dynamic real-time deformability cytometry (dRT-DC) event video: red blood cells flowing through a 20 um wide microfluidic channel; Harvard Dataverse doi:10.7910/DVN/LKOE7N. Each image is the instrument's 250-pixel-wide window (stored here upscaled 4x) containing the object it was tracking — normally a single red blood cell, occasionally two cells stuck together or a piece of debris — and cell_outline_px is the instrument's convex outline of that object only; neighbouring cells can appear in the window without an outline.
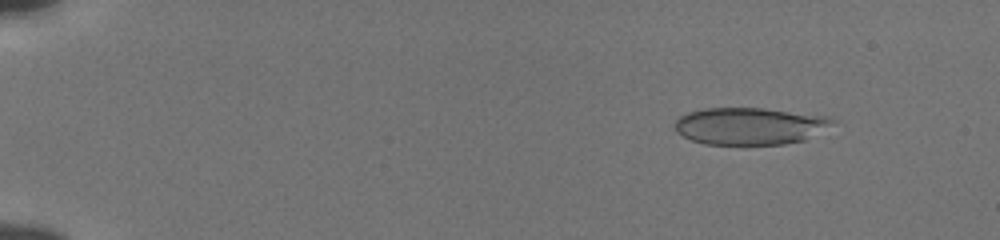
{"species": "human", "species_latin": "Homo sapiens", "temperature_condition": "cold", "stored_images_in_passage": 55, "camera_frame_rate_fps": 3000, "um_per_image_px": 0.085, "donor": {"sex": "male"}, "frame": {"image": 1, "passage_image": 7, "time_ms": 2.0, "image_size_px": [1000, 240], "cell_outline_px": [[836, 120], [804, 140], [784, 144], [704, 144], [692, 140], [676, 132], [676, 120], [680, 116], [688, 112], [704, 108], [764, 108], [828, 116]], "centroid_in_image_um": [63.68, 10.7], "position_along_channel_um": 21.3, "area_um2": 33.7}}
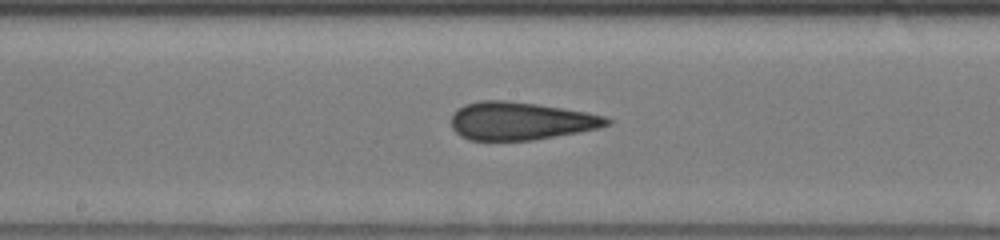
{"frame": {"image": 2, "passage_image": 31, "time_ms": 10.0, "image_size_px": [1000, 240], "cell_outline_px": [[612, 124], [600, 128], [532, 140], [468, 140], [460, 136], [452, 128], [452, 112], [456, 108], [464, 104], [480, 100], [504, 100], [536, 104], [588, 112], [604, 116], [612, 120]], "centroid_in_image_um": [44.23, 10.27], "position_along_channel_um": 204.0, "area_um2": 34.51}}
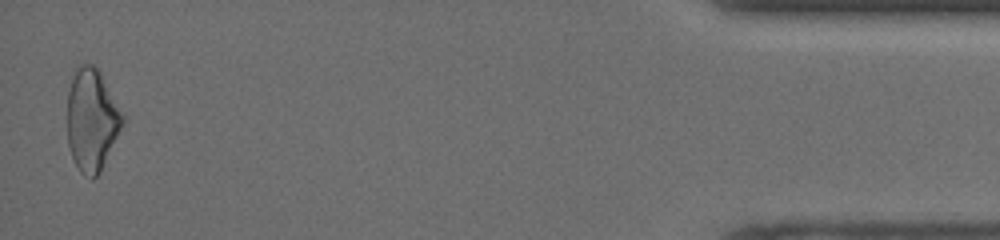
{"frame": {"image": 3, "passage_image": 54, "time_ms": 17.667, "image_size_px": [1000, 240], "cell_outline_px": [[124, 120], [100, 172], [92, 180], [84, 176], [80, 172], [72, 156], [68, 144], [68, 92], [76, 68], [80, 64], [92, 64], [100, 72], [124, 116]], "centroid_in_image_um": [7.79, 10.2], "position_along_channel_um": 427.4, "area_um2": 32.31}, "authors_computed_cell_mechanics": {"area_um2": 34.1598, "velocity_mm_per_s": 3.8657, "shape_relaxation_time_tau1_ms": null, "shape_relaxation_time_tau2_ms": 1.8439, "deformation_change_tau1": null, "deformation_change_tau2": 0.0997}}